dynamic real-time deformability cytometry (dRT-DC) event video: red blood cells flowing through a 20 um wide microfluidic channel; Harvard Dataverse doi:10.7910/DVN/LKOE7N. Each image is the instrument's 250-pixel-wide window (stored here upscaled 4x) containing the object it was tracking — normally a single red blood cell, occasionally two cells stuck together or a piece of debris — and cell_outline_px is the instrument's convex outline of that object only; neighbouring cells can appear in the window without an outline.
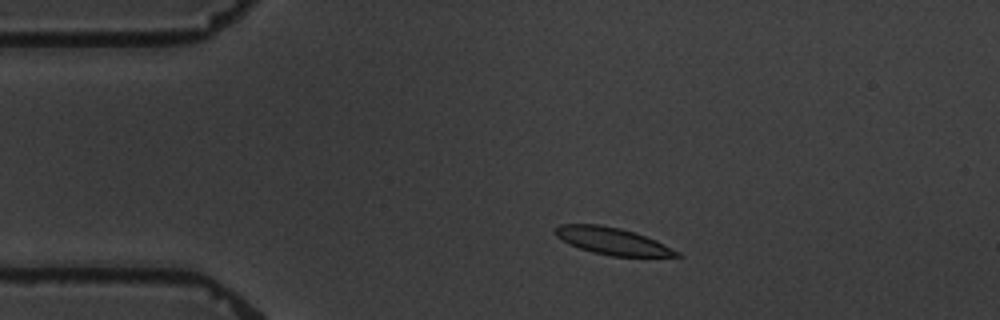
{"species": "common noctule bat (a hibernating species)", "species_latin": "Nyctalus noctula", "temperature_condition": "warm", "stored_images_in_passage": 4, "camera_frame_rate_fps": 3000, "um_per_image_px": 0.085, "animal": {"sex": "male", "body_mass_g": 19.5, "forearm_length_mm": 54.6}, "frame": {"image": 1, "passage_image": 2, "time_ms": 1.0, "image_size_px": [1000, 320], "cell_outline_px": [[684, 256], [612, 256], [592, 252], [568, 244], [556, 236], [552, 232], [552, 228], [560, 224], [600, 224], [620, 228], [636, 232], [656, 240], [680, 252]], "centroid_in_image_um": [52.0, 20.47], "position_along_channel_um": 33.0, "area_um2": 19.31}}
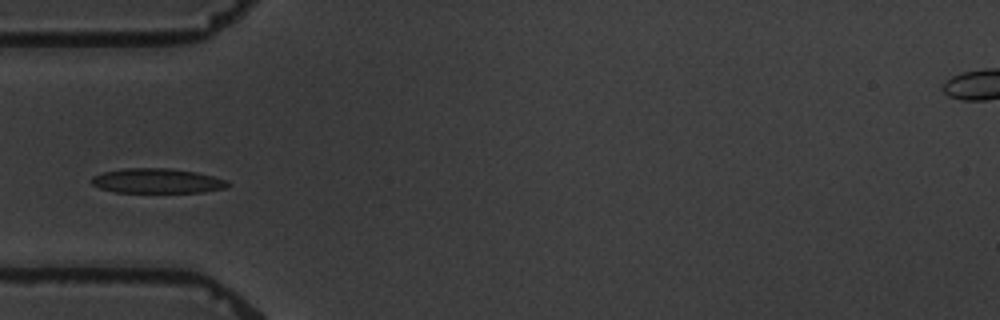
{"frame": {"image": 2, "passage_image": 4, "time_ms": 3.333, "image_size_px": [1000, 320], "cell_outline_px": [[228, 188], [204, 192], [112, 192], [100, 188], [92, 184], [92, 176], [104, 172], [124, 168], [172, 168], [196, 172], [228, 180]], "centroid_in_image_um": [13.37, 15.37], "position_along_channel_um": 71.6, "area_um2": 19.71}}